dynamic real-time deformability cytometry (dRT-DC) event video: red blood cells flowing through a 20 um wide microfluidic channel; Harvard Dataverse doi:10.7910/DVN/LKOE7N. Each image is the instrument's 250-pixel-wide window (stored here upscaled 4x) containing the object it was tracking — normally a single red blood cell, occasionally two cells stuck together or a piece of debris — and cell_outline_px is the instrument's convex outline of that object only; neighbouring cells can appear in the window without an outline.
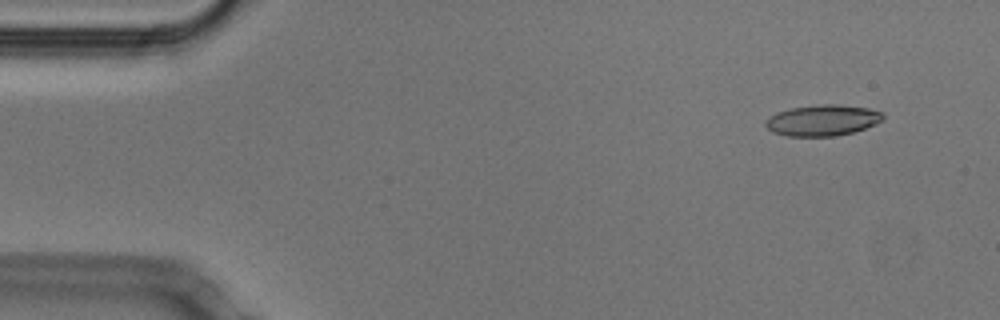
{"species": "Egyptian fruit bat (a non-hibernating species)", "species_latin": "Rousettus aegyptiacus", "temperature_condition": "cold", "stored_images_in_passage": 52, "camera_frame_rate_fps": 3000, "um_per_image_px": 0.085, "animal": {"sex": "male"}, "frame": {"image": 1, "passage_image": 4, "time_ms": 1.0, "image_size_px": [1000, 320], "cell_outline_px": [[884, 120], [876, 124], [852, 132], [836, 136], [788, 136], [772, 132], [764, 124], [764, 120], [768, 116], [776, 112], [792, 108], [820, 104], [840, 104], [868, 108], [884, 112]], "centroid_in_image_um": [69.92, 10.22], "position_along_channel_um": 15.1, "area_um2": 21.44}}
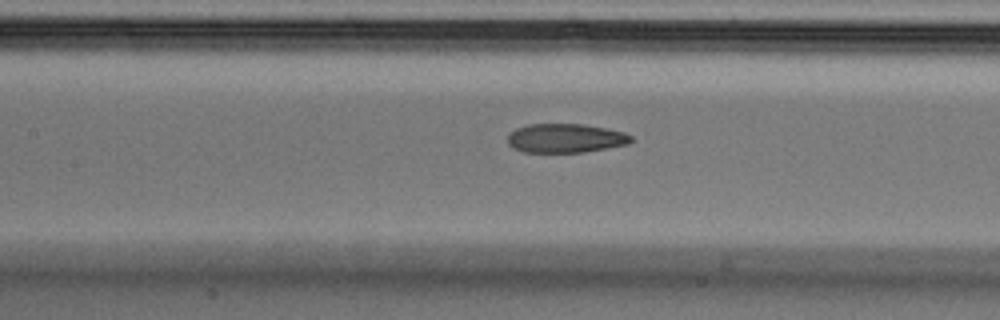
{"frame": {"image": 2, "passage_image": 23, "time_ms": 7.333, "image_size_px": [1000, 320], "cell_outline_px": [[632, 140], [628, 144], [584, 152], [524, 152], [512, 148], [508, 144], [508, 132], [516, 128], [528, 124], [584, 124], [624, 132], [632, 136]], "centroid_in_image_um": [48.03, 11.74], "position_along_channel_um": 159.4, "area_um2": 20.92}}
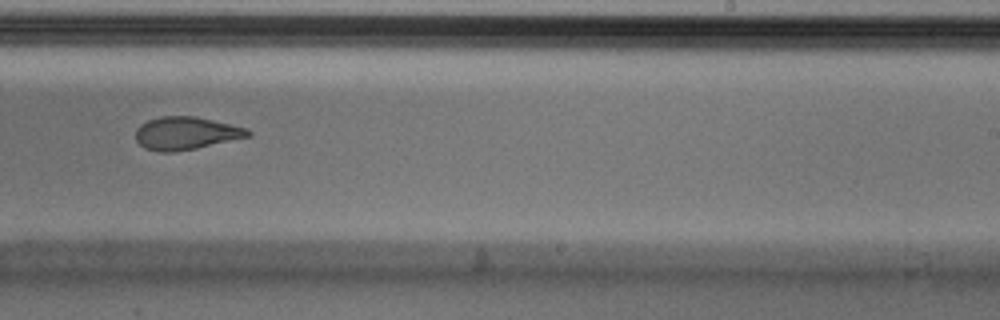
{"frame": {"image": 3, "passage_image": 32, "time_ms": 10.333, "image_size_px": [1000, 320], "cell_outline_px": [[252, 136], [196, 148], [172, 152], [160, 152], [144, 148], [136, 140], [136, 128], [140, 124], [148, 120], [160, 116], [196, 116], [248, 128], [252, 132]], "centroid_in_image_um": [15.82, 11.32], "position_along_channel_um": 273.2, "area_um2": 21.62}, "authors_computed_cell_mechanics": {"area_um2": 22.1663, "velocity_mm_per_s": 3.8145, "shape_relaxation_time_tau1_ms": 9.8054, "shape_relaxation_time_tau2_ms": 2.1803, "deformation_change_tau1": 0.2403, "deformation_change_tau2": 0.0902}}